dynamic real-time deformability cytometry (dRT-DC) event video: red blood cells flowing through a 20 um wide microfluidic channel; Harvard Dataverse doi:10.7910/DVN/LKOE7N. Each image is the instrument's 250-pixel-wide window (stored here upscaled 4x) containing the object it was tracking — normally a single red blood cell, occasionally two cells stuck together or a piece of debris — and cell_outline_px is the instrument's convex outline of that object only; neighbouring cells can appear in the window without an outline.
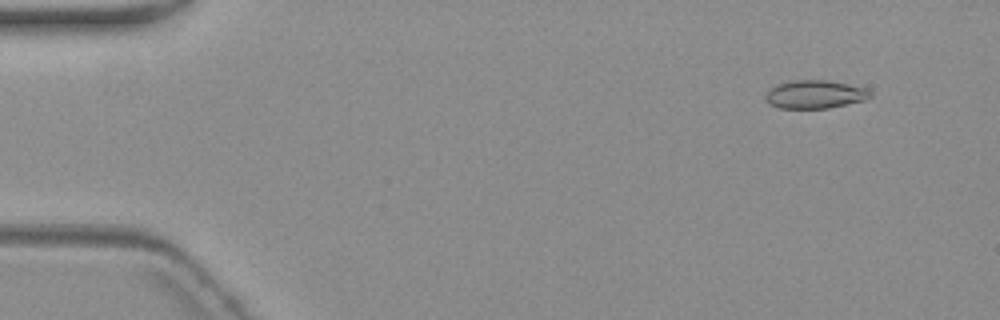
{"species": "common noctule bat (a hibernating species)", "species_latin": "Nyctalus noctula", "temperature_condition": "warm", "stored_images_in_passage": 4, "camera_frame_rate_fps": 3000, "um_per_image_px": 0.085, "animal": {"sex": "female", "body_mass_g": 19.3, "forearm_length_mm": 54.1}, "frame": {"image": 1, "passage_image": 2, "time_ms": 1.333, "image_size_px": [1000, 320], "cell_outline_px": [[872, 96], [864, 100], [828, 108], [780, 108], [768, 104], [764, 100], [764, 96], [768, 88], [776, 84], [788, 80], [828, 80], [848, 84], [864, 88], [872, 92]], "centroid_in_image_um": [69.19, 8.01], "position_along_channel_um": 15.8, "area_um2": 17.46}}
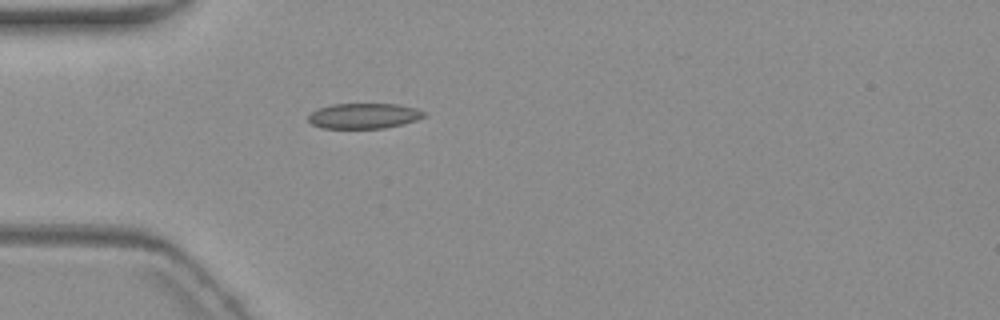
{"frame": {"image": 2, "passage_image": 4, "time_ms": 5.333, "image_size_px": [1000, 320], "cell_outline_px": [[424, 116], [416, 120], [384, 128], [324, 128], [312, 124], [308, 120], [308, 116], [312, 112], [320, 108], [332, 104], [396, 104], [416, 108], [424, 112]], "centroid_in_image_um": [30.91, 9.85], "position_along_channel_um": 54.1, "area_um2": 16.82}}